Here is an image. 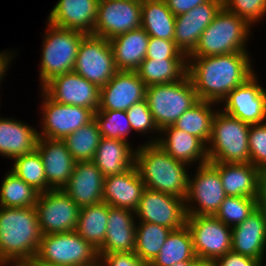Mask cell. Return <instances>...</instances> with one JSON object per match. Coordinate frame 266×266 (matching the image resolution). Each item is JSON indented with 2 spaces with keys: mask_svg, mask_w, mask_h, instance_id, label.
Segmentation results:
<instances>
[{
  "mask_svg": "<svg viewBox=\"0 0 266 266\" xmlns=\"http://www.w3.org/2000/svg\"><path fill=\"white\" fill-rule=\"evenodd\" d=\"M248 51L188 57L187 74L191 79L199 100L217 103L253 74Z\"/></svg>",
  "mask_w": 266,
  "mask_h": 266,
  "instance_id": "1",
  "label": "cell"
},
{
  "mask_svg": "<svg viewBox=\"0 0 266 266\" xmlns=\"http://www.w3.org/2000/svg\"><path fill=\"white\" fill-rule=\"evenodd\" d=\"M135 166L145 188L186 198L189 165L173 159L157 143L136 147Z\"/></svg>",
  "mask_w": 266,
  "mask_h": 266,
  "instance_id": "2",
  "label": "cell"
},
{
  "mask_svg": "<svg viewBox=\"0 0 266 266\" xmlns=\"http://www.w3.org/2000/svg\"><path fill=\"white\" fill-rule=\"evenodd\" d=\"M41 236L35 207L0 206V260L36 256Z\"/></svg>",
  "mask_w": 266,
  "mask_h": 266,
  "instance_id": "3",
  "label": "cell"
},
{
  "mask_svg": "<svg viewBox=\"0 0 266 266\" xmlns=\"http://www.w3.org/2000/svg\"><path fill=\"white\" fill-rule=\"evenodd\" d=\"M252 27L224 6L202 32L195 50L188 57H206L247 51Z\"/></svg>",
  "mask_w": 266,
  "mask_h": 266,
  "instance_id": "4",
  "label": "cell"
},
{
  "mask_svg": "<svg viewBox=\"0 0 266 266\" xmlns=\"http://www.w3.org/2000/svg\"><path fill=\"white\" fill-rule=\"evenodd\" d=\"M249 128V124L218 109L207 144L209 162L250 163Z\"/></svg>",
  "mask_w": 266,
  "mask_h": 266,
  "instance_id": "5",
  "label": "cell"
},
{
  "mask_svg": "<svg viewBox=\"0 0 266 266\" xmlns=\"http://www.w3.org/2000/svg\"><path fill=\"white\" fill-rule=\"evenodd\" d=\"M39 79L42 88L53 77L72 72L82 39L87 35L78 30L46 24Z\"/></svg>",
  "mask_w": 266,
  "mask_h": 266,
  "instance_id": "6",
  "label": "cell"
},
{
  "mask_svg": "<svg viewBox=\"0 0 266 266\" xmlns=\"http://www.w3.org/2000/svg\"><path fill=\"white\" fill-rule=\"evenodd\" d=\"M145 100L159 131L173 125L199 101L188 74L174 83L146 87Z\"/></svg>",
  "mask_w": 266,
  "mask_h": 266,
  "instance_id": "7",
  "label": "cell"
},
{
  "mask_svg": "<svg viewBox=\"0 0 266 266\" xmlns=\"http://www.w3.org/2000/svg\"><path fill=\"white\" fill-rule=\"evenodd\" d=\"M36 257L61 266H99L98 250L75 230L42 235Z\"/></svg>",
  "mask_w": 266,
  "mask_h": 266,
  "instance_id": "8",
  "label": "cell"
},
{
  "mask_svg": "<svg viewBox=\"0 0 266 266\" xmlns=\"http://www.w3.org/2000/svg\"><path fill=\"white\" fill-rule=\"evenodd\" d=\"M73 71L102 88L118 71L110 41L87 34L81 41Z\"/></svg>",
  "mask_w": 266,
  "mask_h": 266,
  "instance_id": "9",
  "label": "cell"
},
{
  "mask_svg": "<svg viewBox=\"0 0 266 266\" xmlns=\"http://www.w3.org/2000/svg\"><path fill=\"white\" fill-rule=\"evenodd\" d=\"M196 168L184 199L187 216H214L227 196L219 172L209 162Z\"/></svg>",
  "mask_w": 266,
  "mask_h": 266,
  "instance_id": "10",
  "label": "cell"
},
{
  "mask_svg": "<svg viewBox=\"0 0 266 266\" xmlns=\"http://www.w3.org/2000/svg\"><path fill=\"white\" fill-rule=\"evenodd\" d=\"M196 257L216 261L232 251V229L215 216H187Z\"/></svg>",
  "mask_w": 266,
  "mask_h": 266,
  "instance_id": "11",
  "label": "cell"
},
{
  "mask_svg": "<svg viewBox=\"0 0 266 266\" xmlns=\"http://www.w3.org/2000/svg\"><path fill=\"white\" fill-rule=\"evenodd\" d=\"M35 208L42 235L76 230L81 208L62 189L40 193Z\"/></svg>",
  "mask_w": 266,
  "mask_h": 266,
  "instance_id": "12",
  "label": "cell"
},
{
  "mask_svg": "<svg viewBox=\"0 0 266 266\" xmlns=\"http://www.w3.org/2000/svg\"><path fill=\"white\" fill-rule=\"evenodd\" d=\"M42 127L39 137L64 139L94 119V112L86 107L60 104L42 89Z\"/></svg>",
  "mask_w": 266,
  "mask_h": 266,
  "instance_id": "13",
  "label": "cell"
},
{
  "mask_svg": "<svg viewBox=\"0 0 266 266\" xmlns=\"http://www.w3.org/2000/svg\"><path fill=\"white\" fill-rule=\"evenodd\" d=\"M139 222L155 223L176 230L186 225L185 200L145 188L135 210Z\"/></svg>",
  "mask_w": 266,
  "mask_h": 266,
  "instance_id": "14",
  "label": "cell"
},
{
  "mask_svg": "<svg viewBox=\"0 0 266 266\" xmlns=\"http://www.w3.org/2000/svg\"><path fill=\"white\" fill-rule=\"evenodd\" d=\"M142 0H99L94 36L111 38L141 28Z\"/></svg>",
  "mask_w": 266,
  "mask_h": 266,
  "instance_id": "15",
  "label": "cell"
},
{
  "mask_svg": "<svg viewBox=\"0 0 266 266\" xmlns=\"http://www.w3.org/2000/svg\"><path fill=\"white\" fill-rule=\"evenodd\" d=\"M254 73L234 88L221 102V110L249 125L266 122V89Z\"/></svg>",
  "mask_w": 266,
  "mask_h": 266,
  "instance_id": "16",
  "label": "cell"
},
{
  "mask_svg": "<svg viewBox=\"0 0 266 266\" xmlns=\"http://www.w3.org/2000/svg\"><path fill=\"white\" fill-rule=\"evenodd\" d=\"M42 89L60 104L82 106L97 112L100 105V88L74 71L57 75Z\"/></svg>",
  "mask_w": 266,
  "mask_h": 266,
  "instance_id": "17",
  "label": "cell"
},
{
  "mask_svg": "<svg viewBox=\"0 0 266 266\" xmlns=\"http://www.w3.org/2000/svg\"><path fill=\"white\" fill-rule=\"evenodd\" d=\"M223 7V0H208L187 13L176 16L173 41L187 57L195 50L202 32Z\"/></svg>",
  "mask_w": 266,
  "mask_h": 266,
  "instance_id": "18",
  "label": "cell"
},
{
  "mask_svg": "<svg viewBox=\"0 0 266 266\" xmlns=\"http://www.w3.org/2000/svg\"><path fill=\"white\" fill-rule=\"evenodd\" d=\"M146 85L136 71L118 70L111 80L100 88L98 110L127 111L135 103L145 100Z\"/></svg>",
  "mask_w": 266,
  "mask_h": 266,
  "instance_id": "19",
  "label": "cell"
},
{
  "mask_svg": "<svg viewBox=\"0 0 266 266\" xmlns=\"http://www.w3.org/2000/svg\"><path fill=\"white\" fill-rule=\"evenodd\" d=\"M105 176L93 161H76L62 190L80 207L103 202Z\"/></svg>",
  "mask_w": 266,
  "mask_h": 266,
  "instance_id": "20",
  "label": "cell"
},
{
  "mask_svg": "<svg viewBox=\"0 0 266 266\" xmlns=\"http://www.w3.org/2000/svg\"><path fill=\"white\" fill-rule=\"evenodd\" d=\"M36 151L40 154L47 185L51 189H62L73 173L75 160L63 139L39 137Z\"/></svg>",
  "mask_w": 266,
  "mask_h": 266,
  "instance_id": "21",
  "label": "cell"
},
{
  "mask_svg": "<svg viewBox=\"0 0 266 266\" xmlns=\"http://www.w3.org/2000/svg\"><path fill=\"white\" fill-rule=\"evenodd\" d=\"M220 175L227 196L260 198L265 174L251 163L209 162Z\"/></svg>",
  "mask_w": 266,
  "mask_h": 266,
  "instance_id": "22",
  "label": "cell"
},
{
  "mask_svg": "<svg viewBox=\"0 0 266 266\" xmlns=\"http://www.w3.org/2000/svg\"><path fill=\"white\" fill-rule=\"evenodd\" d=\"M152 138L147 143H157L173 159L189 166L197 162L198 166L209 162L207 146L199 138L173 125L163 128L160 131V137Z\"/></svg>",
  "mask_w": 266,
  "mask_h": 266,
  "instance_id": "23",
  "label": "cell"
},
{
  "mask_svg": "<svg viewBox=\"0 0 266 266\" xmlns=\"http://www.w3.org/2000/svg\"><path fill=\"white\" fill-rule=\"evenodd\" d=\"M98 4L99 0H59L51 9L47 22L93 35Z\"/></svg>",
  "mask_w": 266,
  "mask_h": 266,
  "instance_id": "24",
  "label": "cell"
},
{
  "mask_svg": "<svg viewBox=\"0 0 266 266\" xmlns=\"http://www.w3.org/2000/svg\"><path fill=\"white\" fill-rule=\"evenodd\" d=\"M231 229L232 251L263 263L264 254H266V215L264 210L258 206L247 219Z\"/></svg>",
  "mask_w": 266,
  "mask_h": 266,
  "instance_id": "25",
  "label": "cell"
},
{
  "mask_svg": "<svg viewBox=\"0 0 266 266\" xmlns=\"http://www.w3.org/2000/svg\"><path fill=\"white\" fill-rule=\"evenodd\" d=\"M135 212L129 209L109 206L108 224L99 256L114 252H134L136 241Z\"/></svg>",
  "mask_w": 266,
  "mask_h": 266,
  "instance_id": "26",
  "label": "cell"
},
{
  "mask_svg": "<svg viewBox=\"0 0 266 266\" xmlns=\"http://www.w3.org/2000/svg\"><path fill=\"white\" fill-rule=\"evenodd\" d=\"M144 189L145 184L134 165L122 174L105 177L103 202L135 212Z\"/></svg>",
  "mask_w": 266,
  "mask_h": 266,
  "instance_id": "27",
  "label": "cell"
},
{
  "mask_svg": "<svg viewBox=\"0 0 266 266\" xmlns=\"http://www.w3.org/2000/svg\"><path fill=\"white\" fill-rule=\"evenodd\" d=\"M13 119L0 117V156L11 160L33 153L39 138L36 128Z\"/></svg>",
  "mask_w": 266,
  "mask_h": 266,
  "instance_id": "28",
  "label": "cell"
},
{
  "mask_svg": "<svg viewBox=\"0 0 266 266\" xmlns=\"http://www.w3.org/2000/svg\"><path fill=\"white\" fill-rule=\"evenodd\" d=\"M135 152L129 141L101 137L93 162L105 177L122 174L135 165Z\"/></svg>",
  "mask_w": 266,
  "mask_h": 266,
  "instance_id": "29",
  "label": "cell"
},
{
  "mask_svg": "<svg viewBox=\"0 0 266 266\" xmlns=\"http://www.w3.org/2000/svg\"><path fill=\"white\" fill-rule=\"evenodd\" d=\"M117 70L135 71L145 59L149 35L141 27L110 40Z\"/></svg>",
  "mask_w": 266,
  "mask_h": 266,
  "instance_id": "30",
  "label": "cell"
},
{
  "mask_svg": "<svg viewBox=\"0 0 266 266\" xmlns=\"http://www.w3.org/2000/svg\"><path fill=\"white\" fill-rule=\"evenodd\" d=\"M141 27L154 38L173 40L176 16L165 0H142Z\"/></svg>",
  "mask_w": 266,
  "mask_h": 266,
  "instance_id": "31",
  "label": "cell"
},
{
  "mask_svg": "<svg viewBox=\"0 0 266 266\" xmlns=\"http://www.w3.org/2000/svg\"><path fill=\"white\" fill-rule=\"evenodd\" d=\"M146 87L182 80L188 71V60L145 58L135 70Z\"/></svg>",
  "mask_w": 266,
  "mask_h": 266,
  "instance_id": "32",
  "label": "cell"
},
{
  "mask_svg": "<svg viewBox=\"0 0 266 266\" xmlns=\"http://www.w3.org/2000/svg\"><path fill=\"white\" fill-rule=\"evenodd\" d=\"M192 235L185 225L172 230L160 252L148 266H172L183 261H197Z\"/></svg>",
  "mask_w": 266,
  "mask_h": 266,
  "instance_id": "33",
  "label": "cell"
},
{
  "mask_svg": "<svg viewBox=\"0 0 266 266\" xmlns=\"http://www.w3.org/2000/svg\"><path fill=\"white\" fill-rule=\"evenodd\" d=\"M109 205L105 202L82 207L76 232L97 250L103 245L108 224Z\"/></svg>",
  "mask_w": 266,
  "mask_h": 266,
  "instance_id": "34",
  "label": "cell"
},
{
  "mask_svg": "<svg viewBox=\"0 0 266 266\" xmlns=\"http://www.w3.org/2000/svg\"><path fill=\"white\" fill-rule=\"evenodd\" d=\"M217 103L199 100L190 109L185 111L173 126L179 130L185 131L190 135L199 138L206 146L211 137L212 122Z\"/></svg>",
  "mask_w": 266,
  "mask_h": 266,
  "instance_id": "35",
  "label": "cell"
},
{
  "mask_svg": "<svg viewBox=\"0 0 266 266\" xmlns=\"http://www.w3.org/2000/svg\"><path fill=\"white\" fill-rule=\"evenodd\" d=\"M171 231L162 225L137 221L134 253L149 265L160 252Z\"/></svg>",
  "mask_w": 266,
  "mask_h": 266,
  "instance_id": "36",
  "label": "cell"
},
{
  "mask_svg": "<svg viewBox=\"0 0 266 266\" xmlns=\"http://www.w3.org/2000/svg\"><path fill=\"white\" fill-rule=\"evenodd\" d=\"M39 192L12 171H8L0 187V206L11 208L35 207Z\"/></svg>",
  "mask_w": 266,
  "mask_h": 266,
  "instance_id": "37",
  "label": "cell"
},
{
  "mask_svg": "<svg viewBox=\"0 0 266 266\" xmlns=\"http://www.w3.org/2000/svg\"><path fill=\"white\" fill-rule=\"evenodd\" d=\"M100 139L98 125L93 119L63 140L75 161H93Z\"/></svg>",
  "mask_w": 266,
  "mask_h": 266,
  "instance_id": "38",
  "label": "cell"
},
{
  "mask_svg": "<svg viewBox=\"0 0 266 266\" xmlns=\"http://www.w3.org/2000/svg\"><path fill=\"white\" fill-rule=\"evenodd\" d=\"M11 171L39 193L50 190L40 154L33 153L15 158Z\"/></svg>",
  "mask_w": 266,
  "mask_h": 266,
  "instance_id": "39",
  "label": "cell"
},
{
  "mask_svg": "<svg viewBox=\"0 0 266 266\" xmlns=\"http://www.w3.org/2000/svg\"><path fill=\"white\" fill-rule=\"evenodd\" d=\"M260 198L226 196L215 217L229 227H234L247 219L259 206Z\"/></svg>",
  "mask_w": 266,
  "mask_h": 266,
  "instance_id": "40",
  "label": "cell"
},
{
  "mask_svg": "<svg viewBox=\"0 0 266 266\" xmlns=\"http://www.w3.org/2000/svg\"><path fill=\"white\" fill-rule=\"evenodd\" d=\"M94 119L101 137L129 141L132 129L126 111L97 110Z\"/></svg>",
  "mask_w": 266,
  "mask_h": 266,
  "instance_id": "41",
  "label": "cell"
},
{
  "mask_svg": "<svg viewBox=\"0 0 266 266\" xmlns=\"http://www.w3.org/2000/svg\"><path fill=\"white\" fill-rule=\"evenodd\" d=\"M223 6L251 27L266 16V0H223Z\"/></svg>",
  "mask_w": 266,
  "mask_h": 266,
  "instance_id": "42",
  "label": "cell"
},
{
  "mask_svg": "<svg viewBox=\"0 0 266 266\" xmlns=\"http://www.w3.org/2000/svg\"><path fill=\"white\" fill-rule=\"evenodd\" d=\"M249 154L250 163L266 175V122L250 125Z\"/></svg>",
  "mask_w": 266,
  "mask_h": 266,
  "instance_id": "43",
  "label": "cell"
},
{
  "mask_svg": "<svg viewBox=\"0 0 266 266\" xmlns=\"http://www.w3.org/2000/svg\"><path fill=\"white\" fill-rule=\"evenodd\" d=\"M126 112L132 131L139 134H149L154 131V134L157 132V136H160V131L154 123L146 100L135 103Z\"/></svg>",
  "mask_w": 266,
  "mask_h": 266,
  "instance_id": "44",
  "label": "cell"
},
{
  "mask_svg": "<svg viewBox=\"0 0 266 266\" xmlns=\"http://www.w3.org/2000/svg\"><path fill=\"white\" fill-rule=\"evenodd\" d=\"M145 58L166 60H188L173 40L159 39L149 36Z\"/></svg>",
  "mask_w": 266,
  "mask_h": 266,
  "instance_id": "45",
  "label": "cell"
},
{
  "mask_svg": "<svg viewBox=\"0 0 266 266\" xmlns=\"http://www.w3.org/2000/svg\"><path fill=\"white\" fill-rule=\"evenodd\" d=\"M99 266H148L134 252H114L99 256Z\"/></svg>",
  "mask_w": 266,
  "mask_h": 266,
  "instance_id": "46",
  "label": "cell"
},
{
  "mask_svg": "<svg viewBox=\"0 0 266 266\" xmlns=\"http://www.w3.org/2000/svg\"><path fill=\"white\" fill-rule=\"evenodd\" d=\"M218 266H262V262L242 254L229 251L225 255L219 257L216 261Z\"/></svg>",
  "mask_w": 266,
  "mask_h": 266,
  "instance_id": "47",
  "label": "cell"
},
{
  "mask_svg": "<svg viewBox=\"0 0 266 266\" xmlns=\"http://www.w3.org/2000/svg\"><path fill=\"white\" fill-rule=\"evenodd\" d=\"M208 0H165L169 10L175 15L187 13L197 5L207 2Z\"/></svg>",
  "mask_w": 266,
  "mask_h": 266,
  "instance_id": "48",
  "label": "cell"
},
{
  "mask_svg": "<svg viewBox=\"0 0 266 266\" xmlns=\"http://www.w3.org/2000/svg\"><path fill=\"white\" fill-rule=\"evenodd\" d=\"M14 51L8 53L6 51L0 52V82L2 79H4V76L6 75V71H8V66L11 64L14 54H12ZM1 84V83H0Z\"/></svg>",
  "mask_w": 266,
  "mask_h": 266,
  "instance_id": "49",
  "label": "cell"
},
{
  "mask_svg": "<svg viewBox=\"0 0 266 266\" xmlns=\"http://www.w3.org/2000/svg\"><path fill=\"white\" fill-rule=\"evenodd\" d=\"M33 266V257L0 260V266Z\"/></svg>",
  "mask_w": 266,
  "mask_h": 266,
  "instance_id": "50",
  "label": "cell"
},
{
  "mask_svg": "<svg viewBox=\"0 0 266 266\" xmlns=\"http://www.w3.org/2000/svg\"><path fill=\"white\" fill-rule=\"evenodd\" d=\"M259 206L264 210L266 215V175L263 177L262 180Z\"/></svg>",
  "mask_w": 266,
  "mask_h": 266,
  "instance_id": "51",
  "label": "cell"
},
{
  "mask_svg": "<svg viewBox=\"0 0 266 266\" xmlns=\"http://www.w3.org/2000/svg\"><path fill=\"white\" fill-rule=\"evenodd\" d=\"M33 266H61V265L47 263V262L40 260L36 256H33Z\"/></svg>",
  "mask_w": 266,
  "mask_h": 266,
  "instance_id": "52",
  "label": "cell"
},
{
  "mask_svg": "<svg viewBox=\"0 0 266 266\" xmlns=\"http://www.w3.org/2000/svg\"><path fill=\"white\" fill-rule=\"evenodd\" d=\"M194 266H218L215 261H209V260H197L194 264Z\"/></svg>",
  "mask_w": 266,
  "mask_h": 266,
  "instance_id": "53",
  "label": "cell"
},
{
  "mask_svg": "<svg viewBox=\"0 0 266 266\" xmlns=\"http://www.w3.org/2000/svg\"><path fill=\"white\" fill-rule=\"evenodd\" d=\"M196 261H183V262H179V263H176L172 266H194Z\"/></svg>",
  "mask_w": 266,
  "mask_h": 266,
  "instance_id": "54",
  "label": "cell"
}]
</instances>
